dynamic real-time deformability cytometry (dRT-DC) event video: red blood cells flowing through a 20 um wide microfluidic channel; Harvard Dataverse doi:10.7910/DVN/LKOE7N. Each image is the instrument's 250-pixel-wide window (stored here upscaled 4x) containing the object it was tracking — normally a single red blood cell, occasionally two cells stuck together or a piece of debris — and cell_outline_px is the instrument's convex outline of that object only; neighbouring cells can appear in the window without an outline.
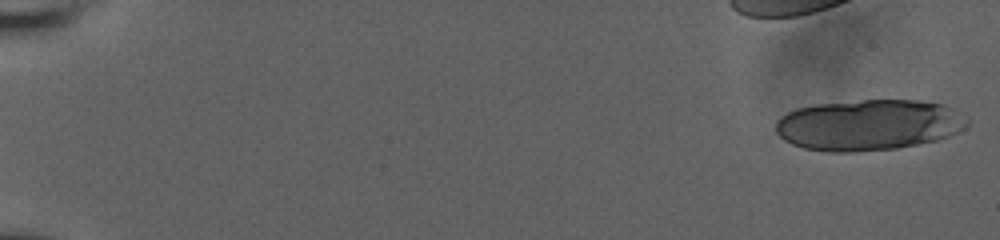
{"species": "human", "species_latin": "Homo sapiens", "temperature_condition": "room temperature", "stored_images_in_passage": 26, "camera_frame_rate_fps": 3000, "um_per_image_px": 0.085, "donor": {"sex": "male"}, "frame": {"image": 1, "passage_image": 1, "time_ms": 0.0, "image_size_px": [1000, 240], "cell_outline_px": [[972, 120], [964, 128], [948, 136], [936, 140], [896, 148], [852, 152], [828, 152], [804, 148], [792, 144], [784, 140], [776, 132], [776, 120], [780, 116], [796, 108], [816, 104], [864, 100], [920, 100], [944, 104], [956, 108]], "centroid_in_image_um": [73.86, 10.61], "position_along_channel_um": 11.1, "area_um2": 57.22}}